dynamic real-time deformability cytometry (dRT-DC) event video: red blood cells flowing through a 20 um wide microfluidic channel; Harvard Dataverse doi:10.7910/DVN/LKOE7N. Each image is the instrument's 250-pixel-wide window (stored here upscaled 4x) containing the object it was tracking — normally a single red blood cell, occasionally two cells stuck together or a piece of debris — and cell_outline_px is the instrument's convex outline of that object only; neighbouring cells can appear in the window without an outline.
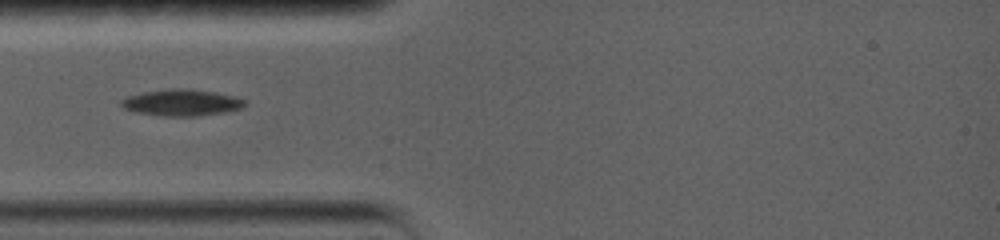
{"species": "common noctule bat (a hibernating species)", "species_latin": "Nyctalus noctula", "temperature_condition": "warm", "stored_images_in_passage": 7, "camera_frame_rate_fps": 5000, "um_per_image_px": 0.085, "animal": {"sex": "female", "body_mass_g": 19.0, "forearm_length_mm": 56.7}, "frame": {"image": 1, "passage_image": 3, "time_ms": 1.6, "image_size_px": [1000, 240], "cell_outline_px": [[248, 104], [240, 108], [224, 112], [200, 116], [164, 116], [132, 112], [124, 108], [120, 104], [120, 100], [128, 96], [144, 92], [176, 88], [184, 88], [212, 92], [236, 96], [244, 100]], "centroid_in_image_um": [15.42, 8.73], "position_along_channel_um": 69.6, "area_um2": 19.02}}
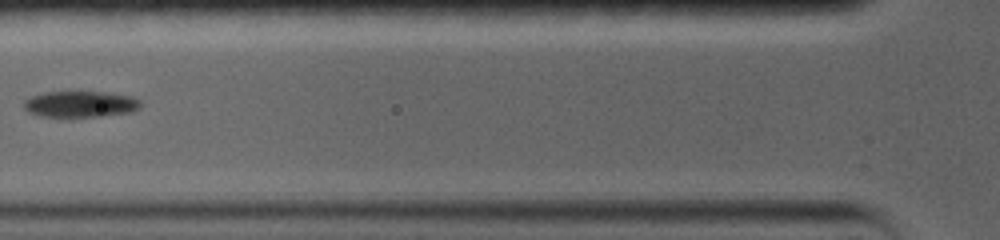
{"frame": {"image": 2, "passage_image": 5, "time_ms": 3.0, "image_size_px": [1000, 240], "cell_outline_px": [[140, 108], [132, 112], [100, 116], [40, 116], [28, 112], [24, 108], [24, 100], [32, 96], [44, 92], [104, 92], [128, 96], [140, 100]], "centroid_in_image_um": [6.81, 8.85], "position_along_channel_um": 119.0, "area_um2": 17.57}}